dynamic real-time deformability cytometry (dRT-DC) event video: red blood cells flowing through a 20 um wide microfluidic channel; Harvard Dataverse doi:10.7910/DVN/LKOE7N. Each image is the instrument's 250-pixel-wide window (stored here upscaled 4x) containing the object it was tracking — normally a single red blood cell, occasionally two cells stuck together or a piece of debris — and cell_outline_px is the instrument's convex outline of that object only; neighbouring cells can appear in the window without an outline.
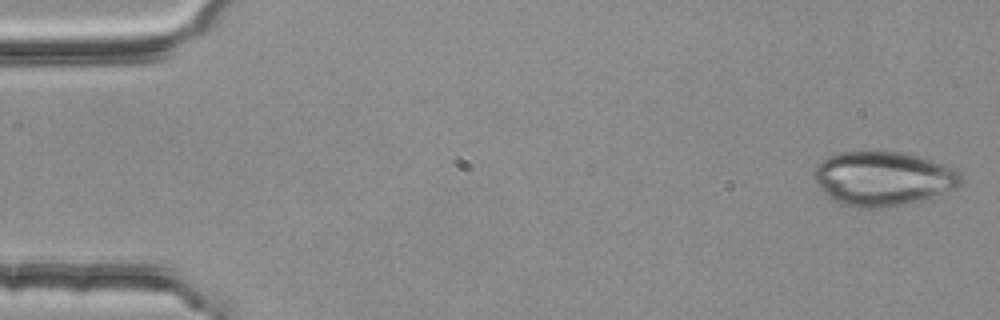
{"species": "common noctule bat (a hibernating species)", "species_latin": "Nyctalus noctula", "temperature_condition": "room temperature", "stored_images_in_passage": 4, "camera_frame_rate_fps": 3000, "um_per_image_px": 0.085, "animal": {"sex": "female", "body_mass_g": 25.1}, "frame": {"image": 1, "passage_image": 1, "time_ms": 0.0, "image_size_px": [1000, 320], "cell_outline_px": [[964, 180], [956, 188], [920, 200], [888, 208], [860, 208], [840, 204], [828, 196], [824, 192], [812, 176], [812, 172], [816, 164], [828, 156], [840, 152], [908, 152], [924, 156], [956, 168], [960, 172]], "centroid_in_image_um": [75.08, 15.16], "position_along_channel_um": 9.9, "area_um2": 46.99}}